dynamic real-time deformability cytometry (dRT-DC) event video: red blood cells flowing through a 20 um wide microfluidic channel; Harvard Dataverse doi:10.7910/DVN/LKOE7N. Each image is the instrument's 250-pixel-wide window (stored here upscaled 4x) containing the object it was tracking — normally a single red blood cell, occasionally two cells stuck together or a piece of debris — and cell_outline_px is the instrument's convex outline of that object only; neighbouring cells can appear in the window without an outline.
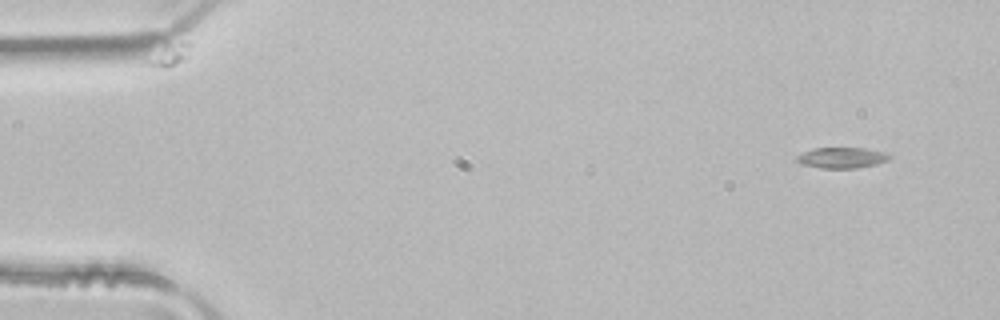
{"species": "common noctule bat (a hibernating species)", "species_latin": "Nyctalus noctula", "temperature_condition": "room temperature", "stored_images_in_passage": 4, "camera_frame_rate_fps": 3000, "um_per_image_px": 0.085, "animal": {"sex": "male", "body_mass_g": 21.5, "forearm_length_mm": 52.0}, "frame": {"image": 1, "passage_image": 1, "time_ms": 0.0, "image_size_px": [1000, 320], "cell_outline_px": [[892, 156], [888, 160], [876, 164], [856, 168], [820, 168], [804, 164], [796, 160], [796, 156], [812, 148], [864, 148], [888, 152]], "centroid_in_image_um": [71.6, 13.4], "position_along_channel_um": 13.4, "area_um2": 11.21}}
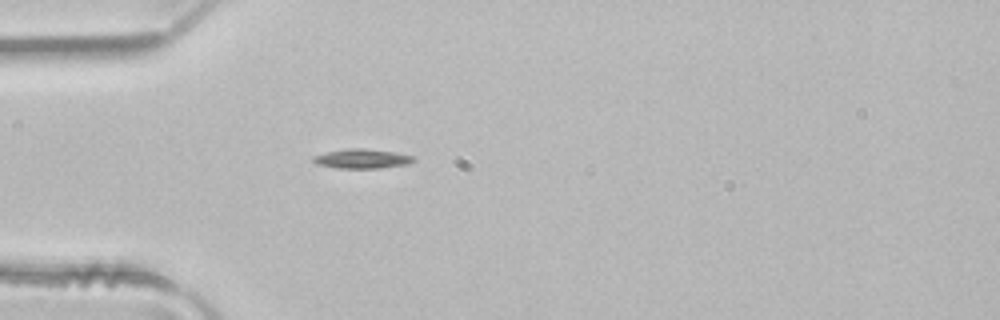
{"frame": {"image": 2, "passage_image": 4, "time_ms": 1.0, "image_size_px": [1000, 320], "cell_outline_px": [[416, 160], [404, 164], [380, 168], [336, 168], [316, 164], [312, 160], [312, 156], [328, 152], [348, 148], [364, 148], [396, 152], [416, 156]], "centroid_in_image_um": [30.77, 13.48], "position_along_channel_um": 54.2, "area_um2": 11.39}}